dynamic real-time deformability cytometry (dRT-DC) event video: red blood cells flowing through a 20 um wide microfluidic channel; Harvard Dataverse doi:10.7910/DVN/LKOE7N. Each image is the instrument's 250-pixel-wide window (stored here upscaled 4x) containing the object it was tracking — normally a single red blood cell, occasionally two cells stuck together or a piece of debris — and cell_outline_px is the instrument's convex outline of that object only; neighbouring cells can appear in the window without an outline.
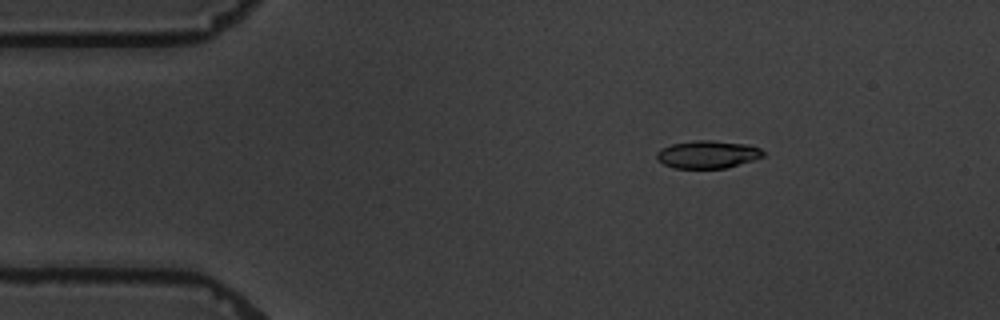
{"species": "common noctule bat (a hibernating species)", "species_latin": "Nyctalus noctula", "temperature_condition": "warm", "stored_images_in_passage": 3, "camera_frame_rate_fps": 3000, "um_per_image_px": 0.085, "animal": {"sex": "male", "body_mass_g": 19.5, "forearm_length_mm": 54.6}, "frame": {"image": 1, "passage_image": 1, "time_ms": 0.0, "image_size_px": [1000, 320], "cell_outline_px": [[764, 156], [752, 160], [724, 168], [676, 168], [664, 164], [656, 160], [656, 152], [660, 148], [672, 144], [696, 140], [712, 140], [748, 144], [760, 148], [764, 152]], "centroid_in_image_um": [60.12, 13.11], "position_along_channel_um": 24.9, "area_um2": 17.17}}